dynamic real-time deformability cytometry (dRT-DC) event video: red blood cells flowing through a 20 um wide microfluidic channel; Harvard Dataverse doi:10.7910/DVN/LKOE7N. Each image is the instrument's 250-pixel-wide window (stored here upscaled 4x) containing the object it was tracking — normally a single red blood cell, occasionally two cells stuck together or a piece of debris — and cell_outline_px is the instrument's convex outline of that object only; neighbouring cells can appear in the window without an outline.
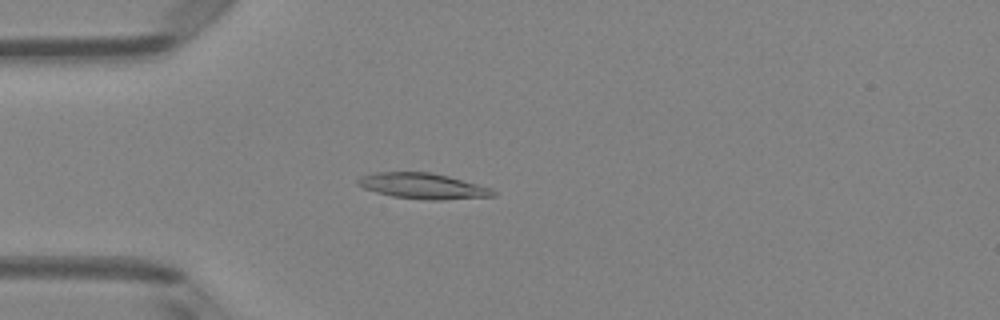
{"species": "Egyptian fruit bat (a non-hibernating species)", "species_latin": "Rousettus aegyptiacus", "temperature_condition": "room temperature", "stored_images_in_passage": 51, "camera_frame_rate_fps": 3000, "um_per_image_px": 0.085, "animal": {"sex": "female"}, "frame": {"image": 1, "passage_image": 14, "time_ms": 4.333, "image_size_px": [1000, 320], "cell_outline_px": [[496, 196], [440, 200], [428, 200], [392, 196], [376, 192], [364, 188], [356, 184], [356, 180], [360, 176], [376, 172], [432, 172], [448, 176], [492, 188], [496, 192]], "centroid_in_image_um": [35.94, 15.81], "position_along_channel_um": 49.1, "area_um2": 20.29}}
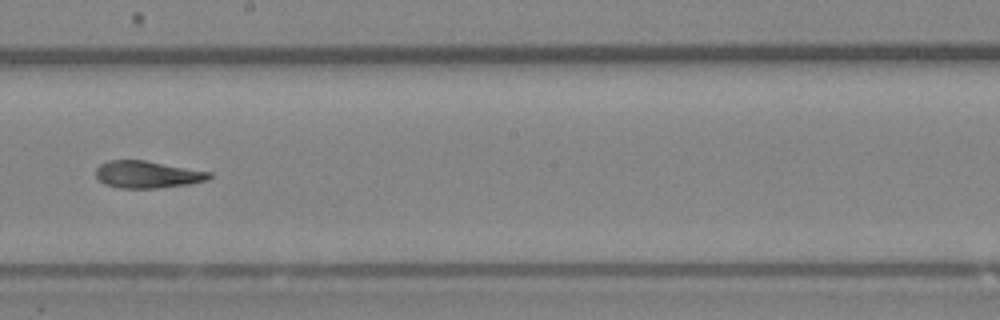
{"frame": {"image": 2, "passage_image": 29, "time_ms": 9.333, "image_size_px": [1000, 320], "cell_outline_px": [[212, 176], [208, 180], [188, 184], [156, 188], [120, 188], [104, 184], [96, 176], [96, 168], [100, 164], [108, 160], [144, 160], [212, 172]], "centroid_in_image_um": [12.53, 14.83], "position_along_channel_um": 235.7, "area_um2": 17.92}}
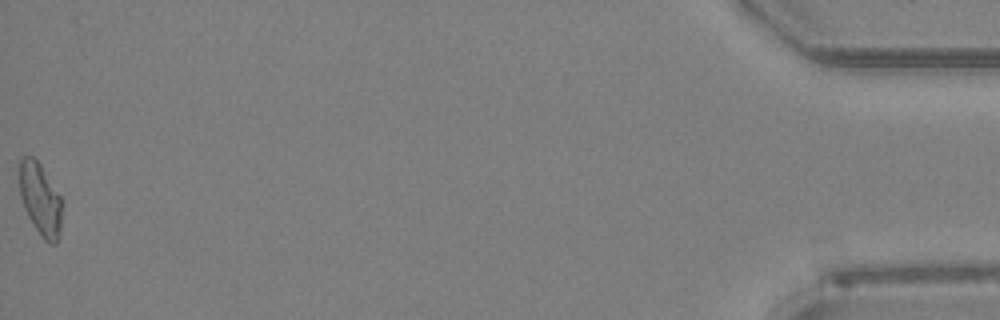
{"frame": {"image": 3, "passage_image": 51, "time_ms": 16.667, "image_size_px": [1000, 320], "cell_outline_px": [[60, 232], [56, 244], [48, 244], [44, 240], [32, 224], [24, 208], [20, 196], [20, 160], [24, 156], [32, 156], [40, 164], [60, 196]], "centroid_in_image_um": [3.41, 16.97], "position_along_channel_um": 431.8, "area_um2": 17.57}, "authors_computed_cell_mechanics": {"area_um2": 18.785, "velocity_mm_per_s": 4.0099, "shape_relaxation_time_tau1_ms": 9.8427, "shape_relaxation_time_tau2_ms": null, "deformation_change_tau1": 0.2654, "deformation_change_tau2": null}}